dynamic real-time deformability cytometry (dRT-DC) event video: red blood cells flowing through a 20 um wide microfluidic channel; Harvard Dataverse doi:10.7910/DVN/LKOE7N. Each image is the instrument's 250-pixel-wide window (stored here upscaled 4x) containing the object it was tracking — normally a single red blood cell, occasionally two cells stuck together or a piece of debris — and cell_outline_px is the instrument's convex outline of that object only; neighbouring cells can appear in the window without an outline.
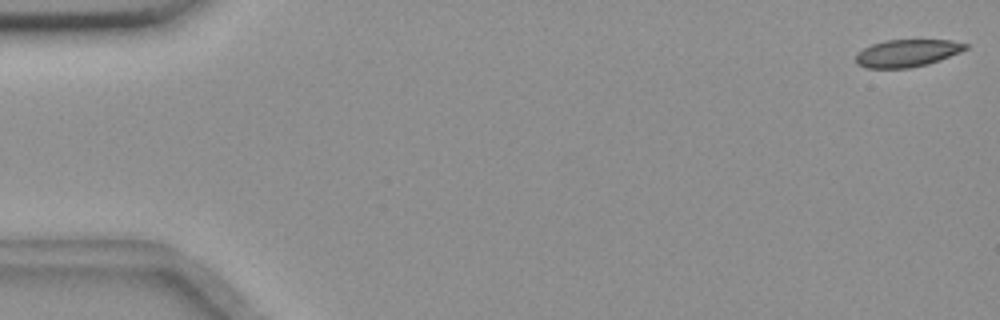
{"species": "common noctule bat (a hibernating species)", "species_latin": "Nyctalus noctula", "temperature_condition": "room temperature", "stored_images_in_passage": 24, "camera_frame_rate_fps": 3000, "um_per_image_px": 0.085, "animal": {"sex": "female", "body_mass_g": 18.4}, "frame": {"image": 1, "passage_image": 1, "time_ms": 0.0, "image_size_px": [1000, 320], "cell_outline_px": [[968, 48], [960, 52], [940, 60], [928, 64], [908, 68], [868, 68], [856, 64], [856, 56], [864, 48], [872, 44], [884, 40], [952, 40], [968, 44]], "centroid_in_image_um": [77.12, 4.51], "position_along_channel_um": 7.9, "area_um2": 17.46}}
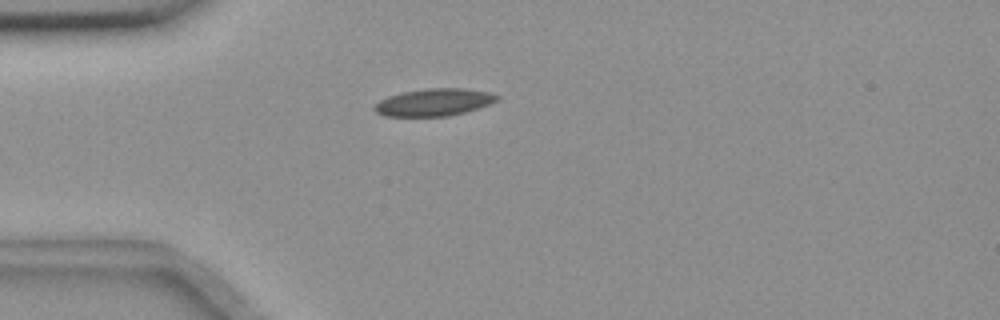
{"frame": {"image": 2, "passage_image": 15, "time_ms": 4.667, "image_size_px": [1000, 320], "cell_outline_px": [[500, 96], [496, 100], [488, 104], [464, 112], [448, 116], [384, 116], [376, 112], [372, 108], [380, 100], [388, 96], [404, 92], [428, 88], [464, 88], [488, 92]], "centroid_in_image_um": [36.85, 8.69], "position_along_channel_um": 48.1, "area_um2": 19.25}}
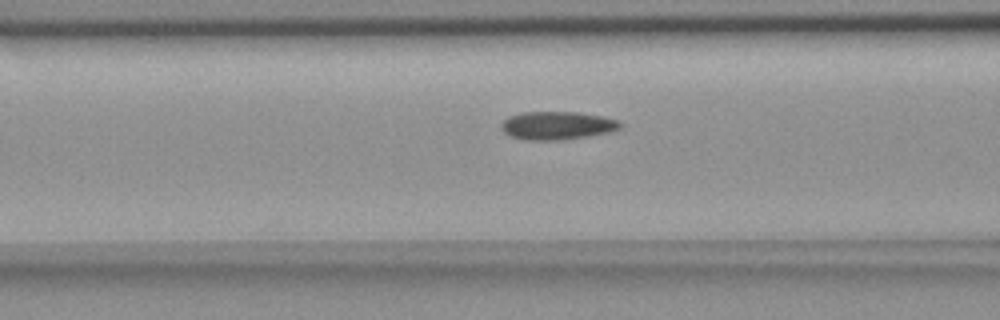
{"frame": {"image": 3, "passage_image": 22, "time_ms": 7.0, "image_size_px": [1000, 320], "cell_outline_px": [[620, 128], [608, 132], [588, 136], [564, 140], [524, 140], [512, 136], [504, 132], [500, 128], [500, 124], [508, 116], [520, 112], [580, 112], [604, 116], [620, 120]], "centroid_in_image_um": [47.34, 10.66], "position_along_channel_um": 119.3, "area_um2": 19.71}}